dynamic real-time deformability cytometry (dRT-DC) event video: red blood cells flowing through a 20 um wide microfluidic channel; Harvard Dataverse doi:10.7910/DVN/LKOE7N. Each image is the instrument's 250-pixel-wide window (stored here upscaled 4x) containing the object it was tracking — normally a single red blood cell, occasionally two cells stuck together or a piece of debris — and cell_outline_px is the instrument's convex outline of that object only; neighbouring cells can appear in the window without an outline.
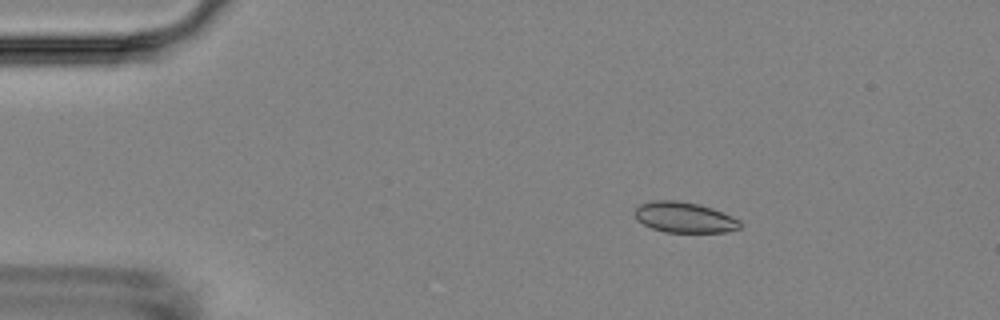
{"species": "Egyptian fruit bat (a non-hibernating species)", "species_latin": "Rousettus aegyptiacus", "temperature_condition": "room temperature", "stored_images_in_passage": 4, "camera_frame_rate_fps": 3000, "um_per_image_px": 0.085, "animal": {"sex": "female"}, "frame": {"image": 1, "passage_image": 2, "time_ms": 1.333, "image_size_px": [1000, 320], "cell_outline_px": [[740, 228], [724, 232], [664, 232], [652, 228], [636, 220], [636, 208], [640, 204], [652, 200], [676, 200], [700, 204], [712, 208], [732, 216], [740, 220]], "centroid_in_image_um": [58.17, 18.47], "position_along_channel_um": 26.8, "area_um2": 18.73}}